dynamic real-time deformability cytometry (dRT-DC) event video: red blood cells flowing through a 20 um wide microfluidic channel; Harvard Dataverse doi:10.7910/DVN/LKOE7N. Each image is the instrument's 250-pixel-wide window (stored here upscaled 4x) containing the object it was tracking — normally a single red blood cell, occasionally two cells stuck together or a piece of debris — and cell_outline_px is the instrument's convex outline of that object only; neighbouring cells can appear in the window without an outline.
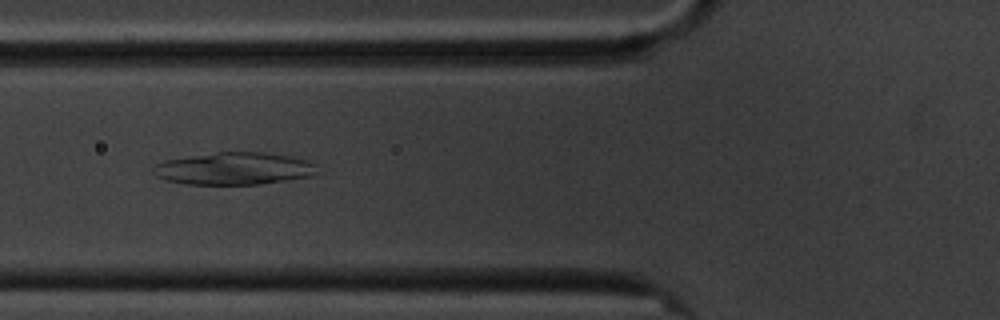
{"species": "common noctule bat (a hibernating species)", "species_latin": "Nyctalus noctula", "temperature_condition": "cold", "stored_images_in_passage": 51, "camera_frame_rate_fps": 3000, "um_per_image_px": 0.085, "animal": {"sex": "male", "body_mass_g": 20.1, "forearm_length_mm": 53.5}, "frame": {"image": 1, "passage_image": 21, "time_ms": 6.667, "image_size_px": [1000, 320], "cell_outline_px": [[324, 172], [312, 176], [260, 184], [184, 184], [164, 180], [156, 176], [152, 172], [152, 168], [156, 164], [164, 160], [216, 152], [264, 152], [288, 156], [308, 160], [316, 164]], "centroid_in_image_um": [19.94, 14.33], "position_along_channel_um": 105.9, "area_um2": 31.27}}
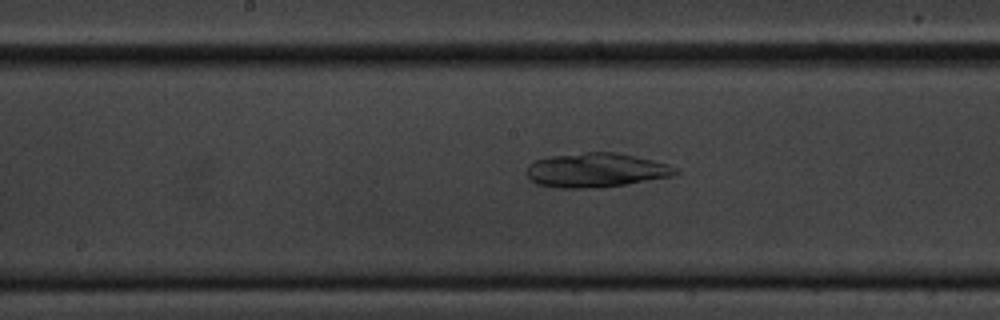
{"frame": {"image": 2, "passage_image": 29, "time_ms": 9.333, "image_size_px": [1000, 320], "cell_outline_px": [[680, 172], [672, 176], [600, 188], [560, 188], [536, 184], [524, 172], [528, 164], [536, 160], [548, 156], [584, 152], [616, 152], [652, 160], [668, 164], [680, 168]], "centroid_in_image_um": [50.64, 14.46], "position_along_channel_um": 197.6, "area_um2": 29.94}}
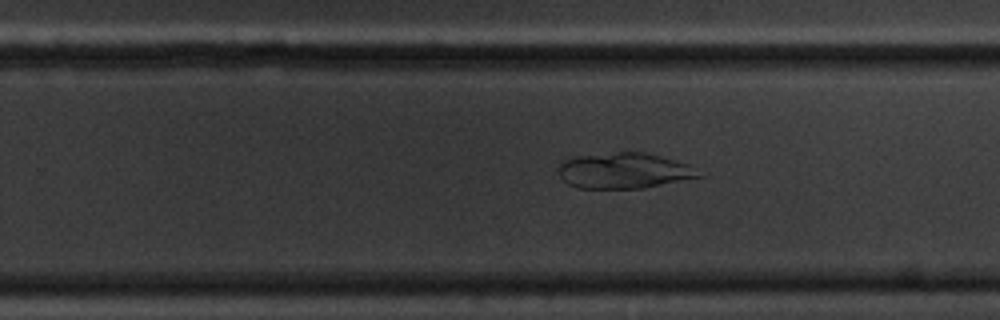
{"frame": {"image": 3, "passage_image": 36, "time_ms": 11.667, "image_size_px": [1000, 320], "cell_outline_px": [[708, 172], [704, 176], [644, 188], [580, 188], [568, 184], [560, 176], [560, 164], [564, 160], [576, 156], [616, 152], [644, 152], [660, 156], [688, 164]], "centroid_in_image_um": [53.14, 14.51], "position_along_channel_um": 276.7, "area_um2": 29.3}}